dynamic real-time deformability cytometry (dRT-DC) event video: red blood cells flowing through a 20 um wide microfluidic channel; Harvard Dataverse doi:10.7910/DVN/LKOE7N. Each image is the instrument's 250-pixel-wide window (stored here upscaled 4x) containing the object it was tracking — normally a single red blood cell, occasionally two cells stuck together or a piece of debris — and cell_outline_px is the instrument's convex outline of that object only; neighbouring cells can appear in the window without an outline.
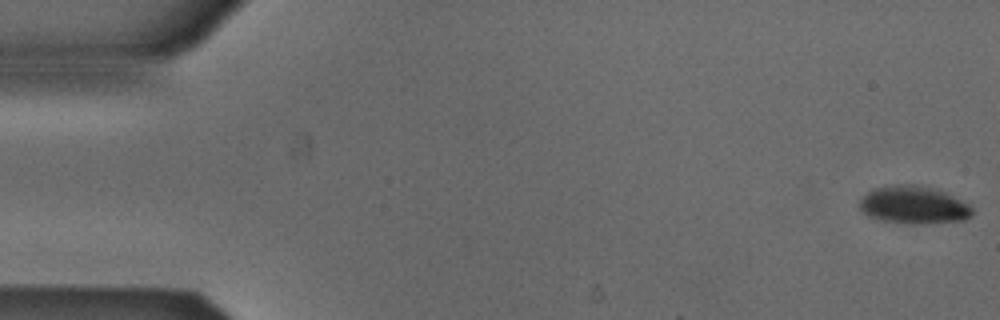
{"species": "Egyptian fruit bat (a non-hibernating species)", "species_latin": "Rousettus aegyptiacus", "temperature_condition": "cold", "stored_images_in_passage": 50, "camera_frame_rate_fps": 3000, "um_per_image_px": 0.085, "animal": {"sex": "male"}, "frame": {"image": 1, "passage_image": 1, "time_ms": 0.0, "image_size_px": [1000, 320], "cell_outline_px": [[972, 216], [964, 220], [916, 224], [908, 224], [880, 220], [868, 216], [860, 208], [860, 200], [872, 188], [896, 184], [912, 184], [932, 188], [944, 192], [968, 204], [972, 208]], "centroid_in_image_um": [77.64, 17.43], "position_along_channel_um": 7.4, "area_um2": 24.62}}
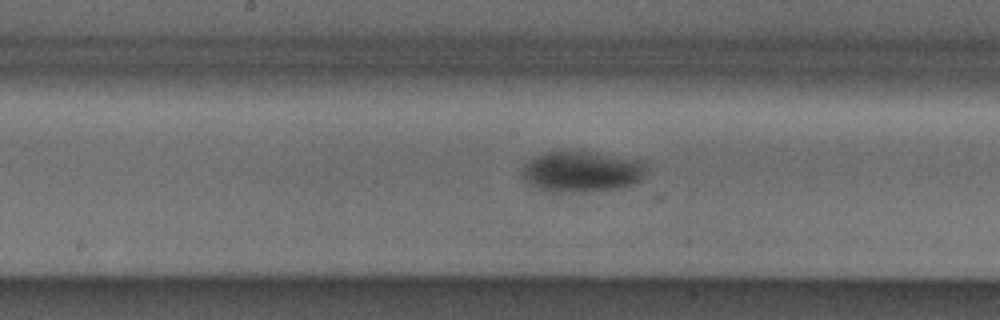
{"frame": {"image": 2, "passage_image": 27, "time_ms": 8.667, "image_size_px": [1000, 320], "cell_outline_px": [[648, 164], [644, 176], [636, 184], [616, 188], [572, 192], [552, 192], [528, 184], [520, 172], [524, 164], [532, 156], [544, 152], [572, 148], [648, 160]], "centroid_in_image_um": [49.47, 14.51], "position_along_channel_um": 198.7, "area_um2": 30.87}}
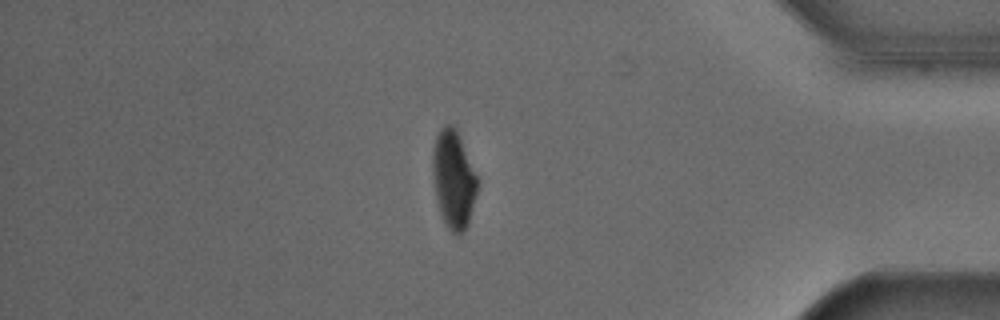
{"frame": {"image": 3, "passage_image": 45, "time_ms": 14.667, "image_size_px": [1000, 320], "cell_outline_px": [[480, 180], [468, 224], [464, 232], [460, 236], [452, 232], [448, 228], [440, 212], [436, 196], [432, 172], [432, 152], [436, 136], [448, 124], [452, 124], [456, 128]], "centroid_in_image_um": [38.57, 15.26], "position_along_channel_um": 396.6, "area_um2": 25.61}, "authors_computed_cell_mechanics": {"area_um2": 28.2064, "velocity_mm_per_s": 3.8818, "shape_relaxation_time_tau1_ms": 3.3059, "shape_relaxation_time_tau2_ms": null, "deformation_change_tau1": 0.1152, "deformation_change_tau2": null}}